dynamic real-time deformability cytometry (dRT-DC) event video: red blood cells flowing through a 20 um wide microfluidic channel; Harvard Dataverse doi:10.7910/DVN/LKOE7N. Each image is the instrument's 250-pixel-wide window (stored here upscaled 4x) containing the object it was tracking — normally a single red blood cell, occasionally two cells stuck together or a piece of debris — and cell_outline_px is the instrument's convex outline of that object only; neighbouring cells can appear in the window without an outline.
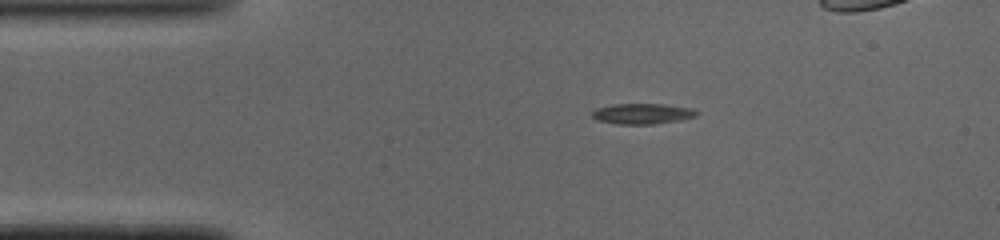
{"species": "common noctule bat (a hibernating species)", "species_latin": "Nyctalus noctula", "temperature_condition": "cold", "stored_images_in_passage": 49, "camera_frame_rate_fps": 3000, "um_per_image_px": 0.085, "animal": {"sex": "male", "body_mass_g": 19.0, "forearm_length_mm": 50.8}, "frame": {"image": 1, "passage_image": 8, "time_ms": 2.333, "image_size_px": [1000, 240], "cell_outline_px": [[700, 112], [696, 116], [680, 120], [652, 124], [616, 124], [596, 120], [592, 116], [592, 112], [596, 108], [612, 104], [664, 104], [692, 108]], "centroid_in_image_um": [54.6, 9.66], "position_along_channel_um": 30.4, "area_um2": 12.6}}
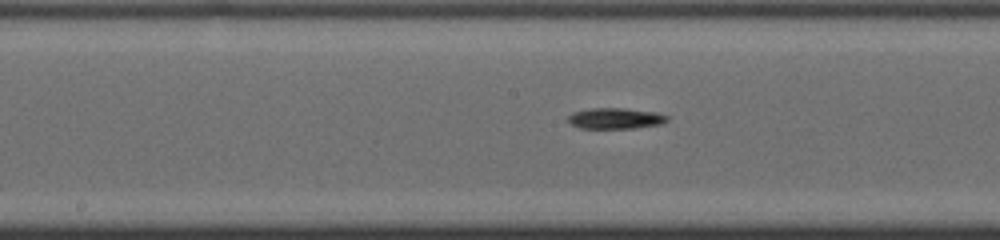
{"frame": {"image": 2, "passage_image": 23, "time_ms": 7.333, "image_size_px": [1000, 240], "cell_outline_px": [[668, 120], [660, 124], [632, 128], [580, 128], [572, 124], [568, 120], [568, 116], [572, 112], [592, 108], [624, 108], [656, 112], [668, 116]], "centroid_in_image_um": [52.3, 10.05], "position_along_channel_um": 195.9, "area_um2": 11.96}}
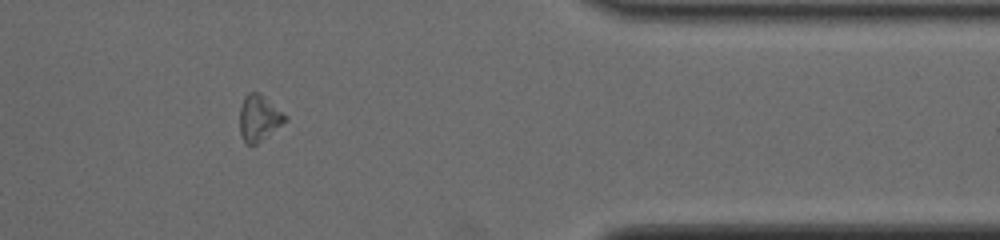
{"frame": {"image": 3, "passage_image": 39, "time_ms": 12.667, "image_size_px": [1000, 240], "cell_outline_px": [[288, 120], [252, 148], [244, 140], [240, 132], [240, 108], [244, 96], [248, 92], [260, 92], [284, 112], [288, 116]], "centroid_in_image_um": [22.04, 10.03], "position_along_channel_um": 389.4, "area_um2": 12.48}}